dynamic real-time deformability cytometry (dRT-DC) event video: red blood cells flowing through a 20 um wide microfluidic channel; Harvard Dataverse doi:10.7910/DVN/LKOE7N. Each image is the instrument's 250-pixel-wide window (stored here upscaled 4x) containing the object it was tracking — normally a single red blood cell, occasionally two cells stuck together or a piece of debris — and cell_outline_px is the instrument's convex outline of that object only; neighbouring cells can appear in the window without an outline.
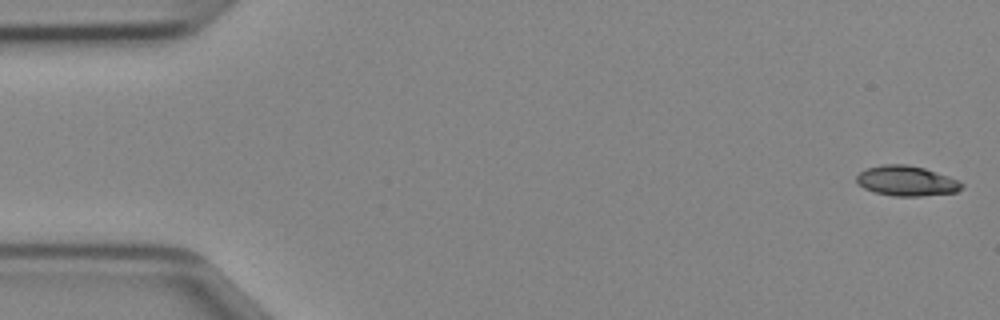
{"species": "Egyptian fruit bat (a non-hibernating species)", "species_latin": "Rousettus aegyptiacus", "temperature_condition": "cold", "stored_images_in_passage": 46, "camera_frame_rate_fps": 3000, "um_per_image_px": 0.085, "animal": {"sex": "female"}, "frame": {"image": 1, "passage_image": 1, "time_ms": 0.0, "image_size_px": [1000, 320], "cell_outline_px": [[964, 184], [956, 192], [920, 196], [892, 196], [876, 192], [864, 188], [856, 180], [856, 176], [860, 172], [868, 168], [884, 164], [908, 164], [924, 168], [948, 176]], "centroid_in_image_um": [77.04, 15.37], "position_along_channel_um": 8.0, "area_um2": 18.21}}
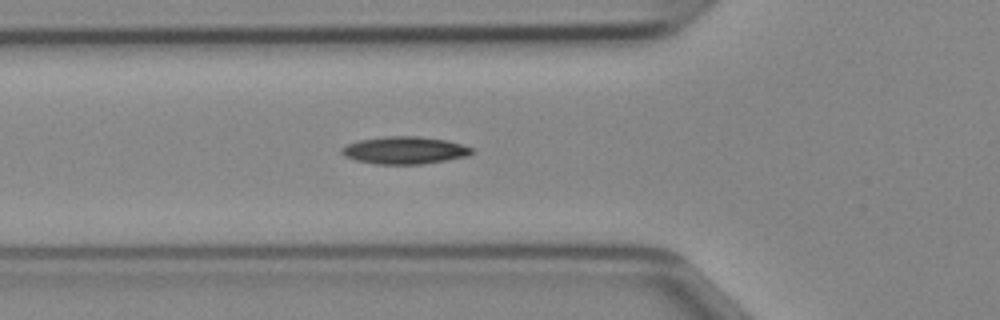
{"frame": {"image": 2, "passage_image": 16, "time_ms": 5.0, "image_size_px": [1000, 320], "cell_outline_px": [[472, 152], [464, 156], [444, 160], [420, 164], [376, 164], [356, 160], [344, 156], [340, 152], [340, 148], [356, 140], [384, 136], [416, 136], [448, 140], [472, 148]], "centroid_in_image_um": [34.31, 12.76], "position_along_channel_um": 91.5, "area_um2": 20.63}}
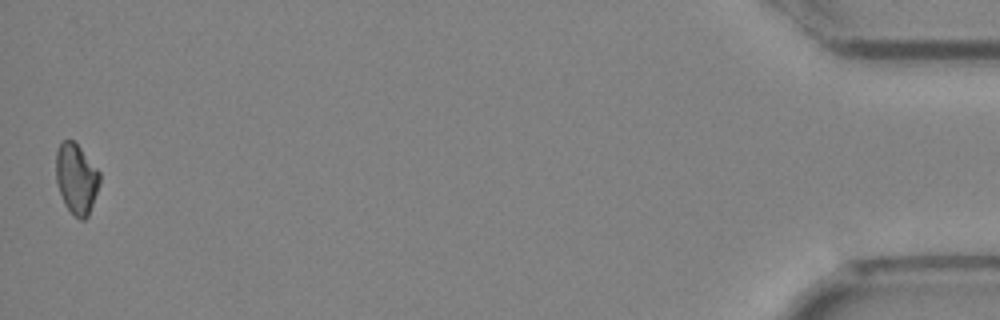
{"frame": {"image": 3, "passage_image": 46, "time_ms": 15.0, "image_size_px": [1000, 320], "cell_outline_px": [[100, 184], [88, 216], [84, 220], [80, 220], [64, 204], [56, 180], [56, 152], [60, 144], [64, 140], [72, 140], [80, 148], [100, 172]], "centroid_in_image_um": [6.5, 15.2], "position_along_channel_um": 428.7, "area_um2": 17.69}}